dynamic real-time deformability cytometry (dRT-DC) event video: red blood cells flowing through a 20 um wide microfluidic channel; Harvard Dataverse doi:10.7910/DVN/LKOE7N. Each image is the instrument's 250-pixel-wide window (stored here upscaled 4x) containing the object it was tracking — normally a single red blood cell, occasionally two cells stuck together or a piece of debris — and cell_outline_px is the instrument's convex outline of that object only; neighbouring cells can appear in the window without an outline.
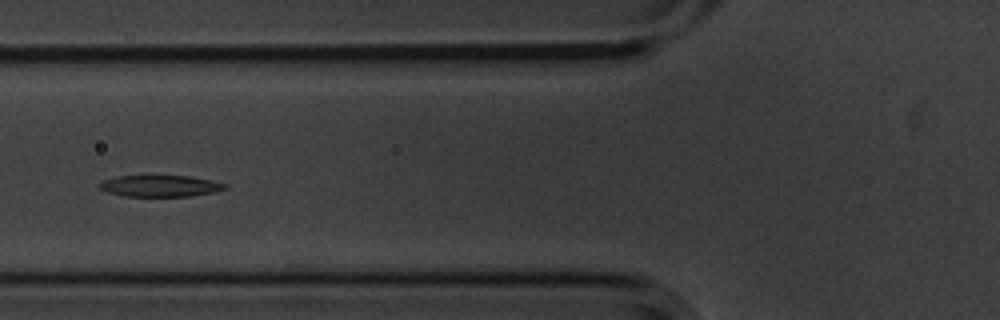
{"species": "common noctule bat (a hibernating species)", "species_latin": "Nyctalus noctula", "temperature_condition": "cold", "stored_images_in_passage": 9, "camera_frame_rate_fps": 3000, "um_per_image_px": 0.085, "animal": {"sex": "male", "body_mass_g": 20.1, "forearm_length_mm": 53.5}, "frame": {"image": 1, "passage_image": 4, "time_ms": 1.0, "image_size_px": [1000, 320], "cell_outline_px": [[228, 188], [212, 192], [192, 196], [124, 196], [108, 192], [100, 188], [96, 184], [104, 180], [116, 176], [188, 176], [228, 184]], "centroid_in_image_um": [13.59, 15.81], "position_along_channel_um": 112.2, "area_um2": 15.55}}
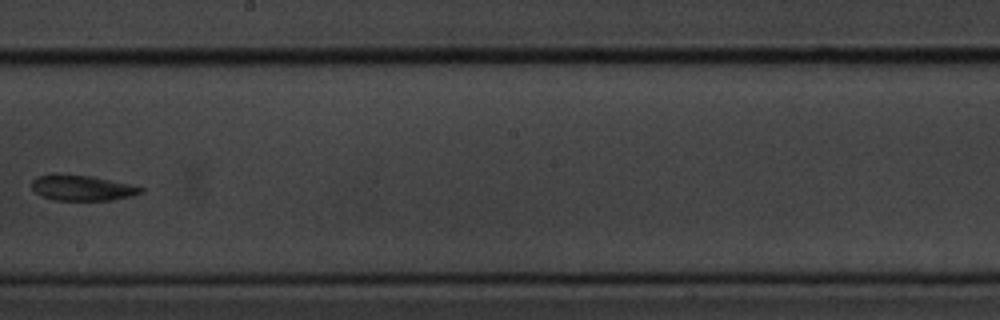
{"frame": {"image": 2, "passage_image": 7, "time_ms": 2.0, "image_size_px": [1000, 320], "cell_outline_px": [[144, 192], [132, 196], [112, 200], [52, 200], [40, 196], [32, 188], [32, 180], [36, 176], [92, 176], [128, 184], [144, 188]], "centroid_in_image_um": [7.01, 16.01], "position_along_channel_um": 241.2, "area_um2": 15.72}}
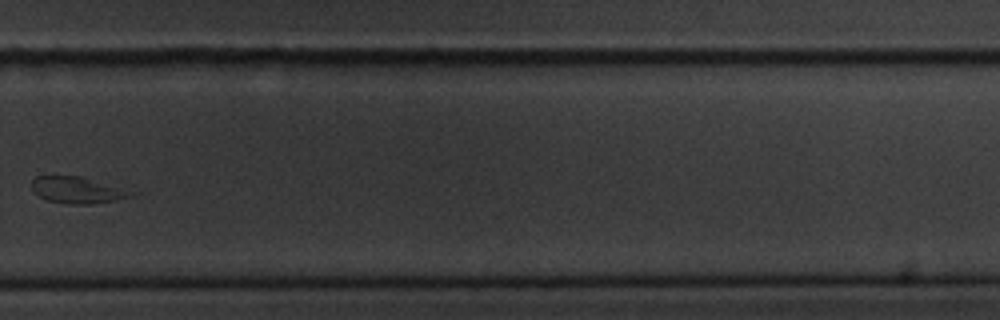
{"frame": {"image": 3, "passage_image": 9, "time_ms": 2.667, "image_size_px": [1000, 320], "cell_outline_px": [[140, 192], [132, 196], [92, 204], [72, 204], [48, 200], [40, 196], [32, 188], [32, 180], [36, 176], [80, 176]], "centroid_in_image_um": [6.63, 16.14], "position_along_channel_um": 323.2, "area_um2": 15.2}}